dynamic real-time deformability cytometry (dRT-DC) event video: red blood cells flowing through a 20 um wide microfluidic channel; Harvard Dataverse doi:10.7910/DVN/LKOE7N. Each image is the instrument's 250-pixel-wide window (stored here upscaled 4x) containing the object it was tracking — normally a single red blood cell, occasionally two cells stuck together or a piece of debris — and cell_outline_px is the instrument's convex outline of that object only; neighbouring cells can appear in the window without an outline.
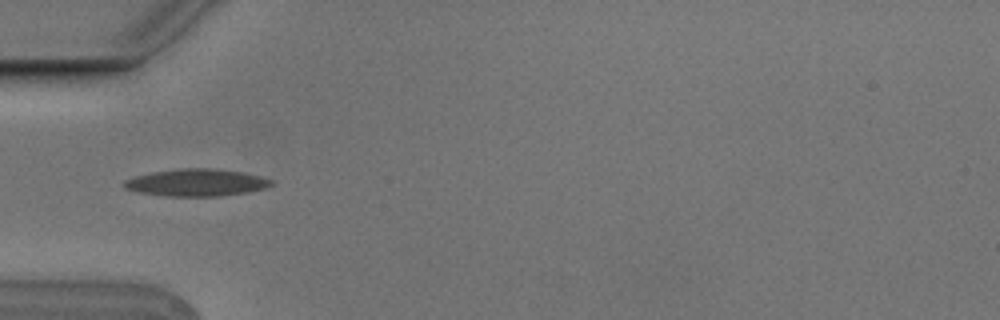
{"species": "Egyptian fruit bat (a non-hibernating species)", "species_latin": "Rousettus aegyptiacus", "temperature_condition": "cold", "stored_images_in_passage": 7, "camera_frame_rate_fps": 3000, "um_per_image_px": 0.085, "animal": {"sex": "male"}, "frame": {"image": 1, "passage_image": 4, "time_ms": 1.0, "image_size_px": [1000, 320], "cell_outline_px": [[272, 184], [264, 188], [248, 192], [220, 196], [168, 196], [136, 192], [124, 188], [124, 180], [136, 176], [152, 172], [176, 168], [216, 168], [244, 172], [260, 176], [272, 180]], "centroid_in_image_um": [16.68, 15.51], "position_along_channel_um": 68.3, "area_um2": 23.41}}
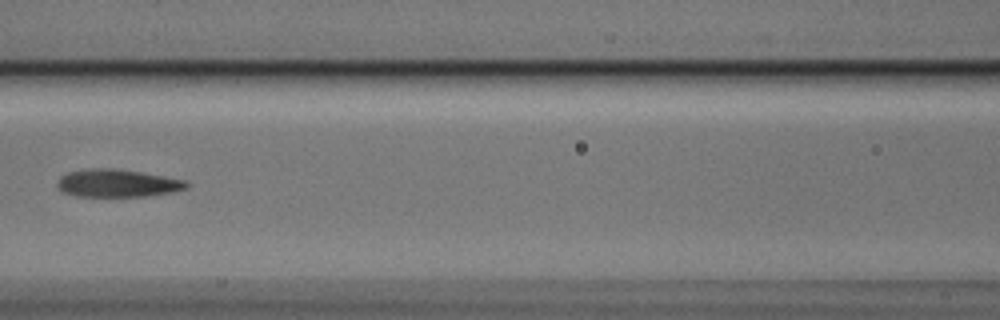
{"frame": {"image": 2, "passage_image": 6, "time_ms": 1.667, "image_size_px": [1000, 320], "cell_outline_px": [[188, 188], [172, 192], [148, 196], [76, 196], [64, 192], [56, 184], [56, 180], [60, 176], [68, 172], [88, 168], [112, 168], [140, 172], [188, 180]], "centroid_in_image_um": [9.98, 15.56], "position_along_channel_um": 156.6, "area_um2": 20.92}}
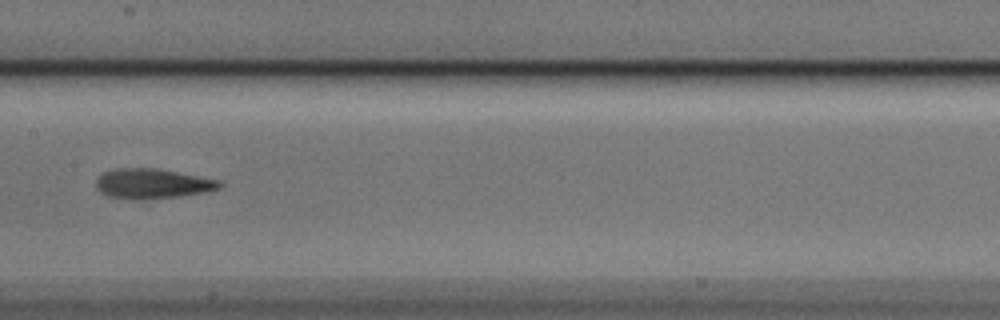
{"frame": {"image": 3, "passage_image": 7, "time_ms": 2.0, "image_size_px": [1000, 320], "cell_outline_px": [[224, 184], [220, 188], [204, 192], [176, 196], [136, 200], [132, 200], [108, 196], [100, 192], [96, 188], [96, 180], [104, 172], [116, 168], [156, 168], [220, 180]], "centroid_in_image_um": [12.93, 15.61], "position_along_channel_um": 194.5, "area_um2": 21.44}}